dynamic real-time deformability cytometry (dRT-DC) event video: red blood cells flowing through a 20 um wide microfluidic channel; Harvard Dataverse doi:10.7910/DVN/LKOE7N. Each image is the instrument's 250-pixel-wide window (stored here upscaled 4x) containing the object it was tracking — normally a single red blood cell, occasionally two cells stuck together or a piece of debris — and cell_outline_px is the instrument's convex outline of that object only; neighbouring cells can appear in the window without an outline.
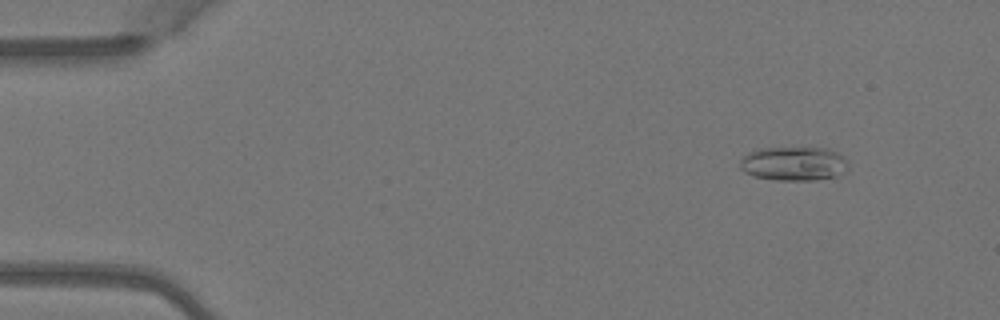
{"species": "Egyptian fruit bat (a non-hibernating species)", "species_latin": "Rousettus aegyptiacus", "temperature_condition": "warm", "stored_images_in_passage": 5, "camera_frame_rate_fps": 3000, "um_per_image_px": 0.085, "animal": {"sex": "female"}, "frame": {"image": 1, "passage_image": 1, "time_ms": 0.0, "image_size_px": [1000, 320], "cell_outline_px": [[848, 168], [844, 172], [836, 176], [816, 180], [776, 180], [756, 176], [744, 172], [740, 168], [740, 160], [748, 152], [756, 148], [828, 148], [844, 156]], "centroid_in_image_um": [67.46, 13.9], "position_along_channel_um": 17.5, "area_um2": 21.5}}
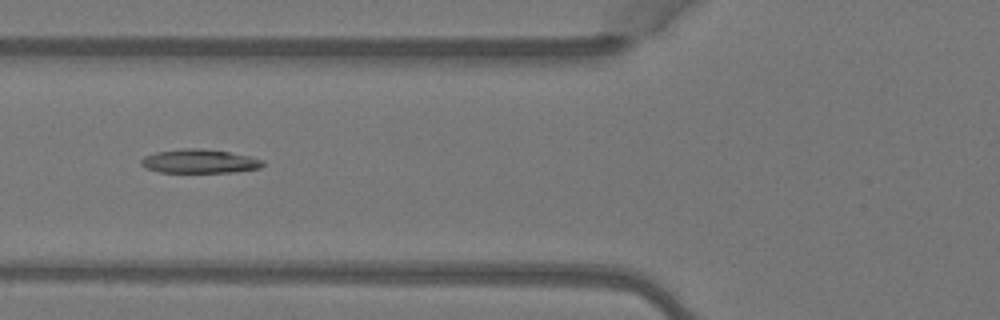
{"frame": {"image": 2, "passage_image": 5, "time_ms": 1.333, "image_size_px": [1000, 320], "cell_outline_px": [[264, 164], [260, 168], [236, 172], [160, 172], [144, 168], [140, 164], [140, 160], [144, 156], [156, 152], [180, 148], [200, 148], [228, 152], [248, 156], [264, 160]], "centroid_in_image_um": [16.92, 13.71], "position_along_channel_um": 108.9, "area_um2": 16.99}}